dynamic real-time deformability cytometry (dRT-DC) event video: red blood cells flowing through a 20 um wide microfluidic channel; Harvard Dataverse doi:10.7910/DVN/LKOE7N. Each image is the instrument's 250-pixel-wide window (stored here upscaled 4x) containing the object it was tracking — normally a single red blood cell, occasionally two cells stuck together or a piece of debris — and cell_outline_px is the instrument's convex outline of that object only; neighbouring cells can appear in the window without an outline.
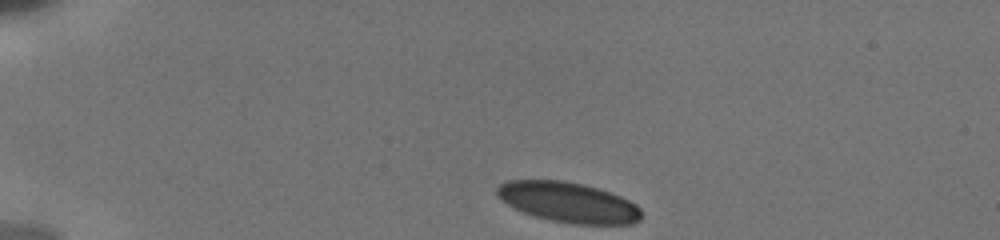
{"species": "human", "species_latin": "Homo sapiens", "temperature_condition": "cold", "stored_images_in_passage": 41, "camera_frame_rate_fps": 3000, "um_per_image_px": 0.085, "donor": {"sex": "male"}, "frame": {"image": 1, "passage_image": 1, "time_ms": 0.0, "image_size_px": [1000, 240], "cell_outline_px": [[640, 220], [632, 224], [572, 224], [552, 220], [536, 216], [524, 212], [508, 204], [496, 192], [496, 188], [500, 184], [508, 180], [560, 180], [584, 184], [620, 196], [636, 204], [640, 208]], "centroid_in_image_um": [48.33, 17.19], "position_along_channel_um": 36.7, "area_um2": 33.41}}
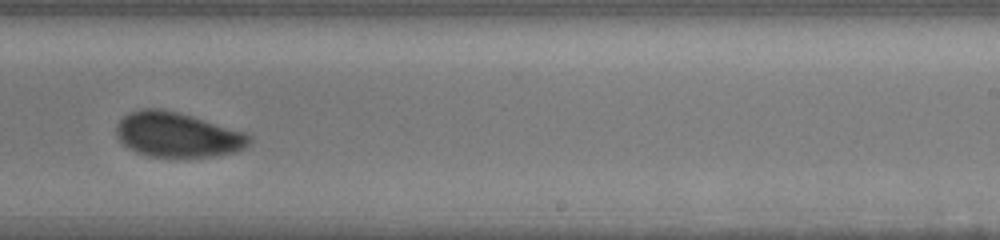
{"frame": {"image": 2, "passage_image": 24, "time_ms": 8.0, "image_size_px": [1000, 240], "cell_outline_px": [[252, 140], [244, 148], [236, 152], [212, 156], [148, 156], [136, 152], [128, 148], [116, 136], [116, 124], [128, 112], [140, 108], [160, 108], [180, 112], [248, 132], [252, 136]], "centroid_in_image_um": [15.1, 11.43], "position_along_channel_um": 273.9, "area_um2": 35.08}}
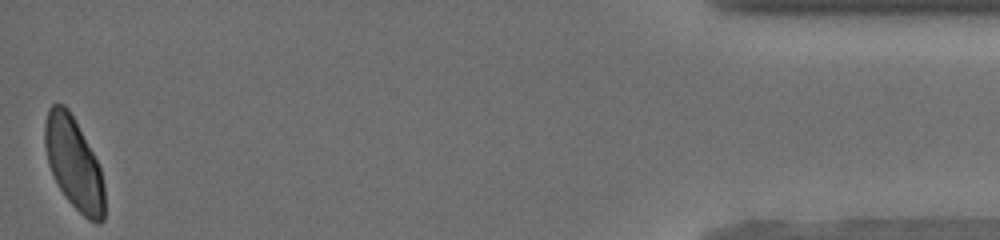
{"frame": {"image": 3, "passage_image": 41, "time_ms": 14.0, "image_size_px": [1000, 240], "cell_outline_px": [[104, 220], [100, 224], [96, 224], [88, 220], [68, 200], [60, 188], [48, 164], [44, 144], [44, 124], [48, 108], [52, 104], [64, 104], [68, 108], [92, 152], [100, 168], [104, 184]], "centroid_in_image_um": [6.27, 13.9], "position_along_channel_um": 428.9, "area_um2": 31.62}, "authors_computed_cell_mechanics": {"area_um2": 35.0846, "velocity_mm_per_s": 3.8159, "shape_relaxation_time_tau1_ms": 2.1973, "shape_relaxation_time_tau2_ms": null, "deformation_change_tau1": 0.0736, "deformation_change_tau2": null}}